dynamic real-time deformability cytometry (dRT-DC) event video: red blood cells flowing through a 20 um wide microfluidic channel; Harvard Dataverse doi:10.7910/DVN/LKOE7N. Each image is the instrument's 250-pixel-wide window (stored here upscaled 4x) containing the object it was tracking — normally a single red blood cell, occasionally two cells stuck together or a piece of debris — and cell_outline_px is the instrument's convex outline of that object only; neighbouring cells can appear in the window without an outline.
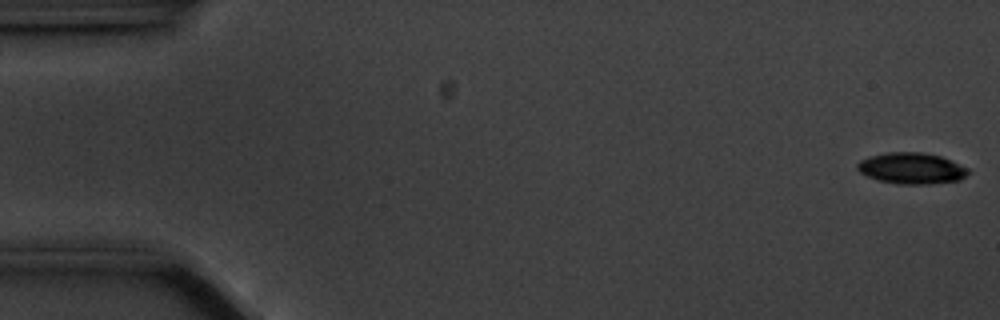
{"species": "common noctule bat (a hibernating species)", "species_latin": "Nyctalus noctula", "temperature_condition": "cold", "stored_images_in_passage": 56, "camera_frame_rate_fps": 3000, "um_per_image_px": 0.085, "animal": {"sex": "male", "body_mass_g": 20.1, "forearm_length_mm": 53.5}, "frame": {"image": 1, "passage_image": 1, "time_ms": 0.0, "image_size_px": [1000, 320], "cell_outline_px": [[972, 172], [960, 180], [928, 184], [900, 184], [880, 180], [868, 176], [860, 172], [856, 168], [856, 164], [860, 160], [872, 156], [888, 152], [920, 152], [940, 156], [968, 168]], "centroid_in_image_um": [77.5, 14.31], "position_along_channel_um": 7.5, "area_um2": 20.0}}
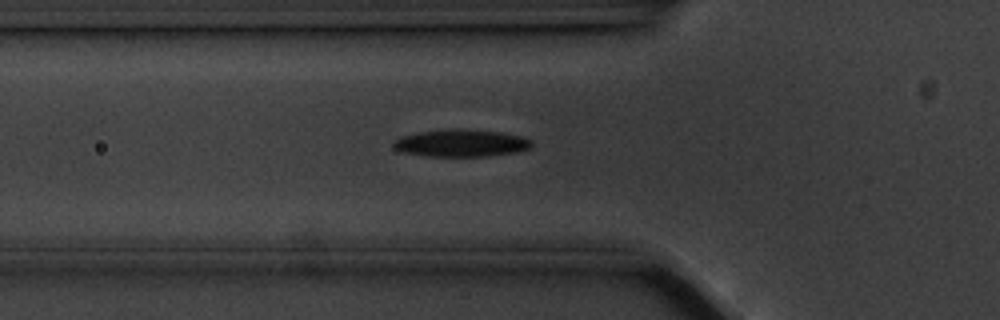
{"frame": {"image": 2, "passage_image": 19, "time_ms": 6.0, "image_size_px": [1000, 320], "cell_outline_px": [[532, 148], [516, 152], [484, 156], [428, 156], [404, 152], [396, 148], [392, 144], [400, 136], [420, 132], [444, 128], [468, 128], [500, 132], [524, 136], [532, 140]], "centroid_in_image_um": [39.25, 12.14], "position_along_channel_um": 86.6, "area_um2": 22.2}}
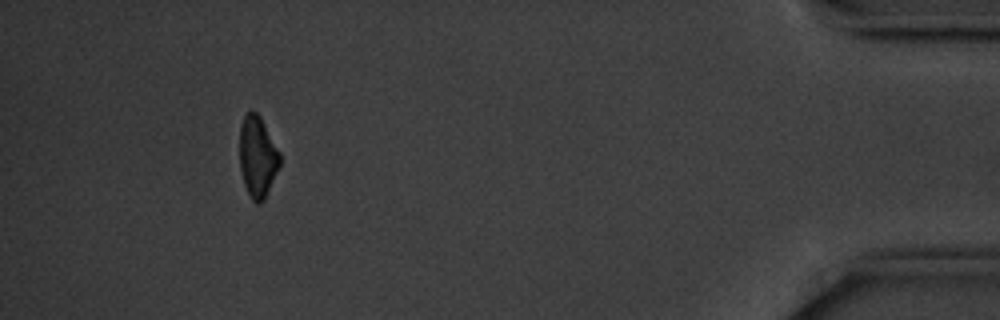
{"frame": {"image": 3, "passage_image": 52, "time_ms": 17.0, "image_size_px": [1000, 320], "cell_outline_px": [[280, 164], [264, 200], [260, 204], [256, 204], [252, 200], [244, 184], [240, 168], [240, 124], [244, 116], [252, 108], [260, 116], [280, 152]], "centroid_in_image_um": [21.88, 13.31], "position_along_channel_um": 413.3, "area_um2": 19.02}, "authors_computed_cell_mechanics": {"area_um2": 20.6057, "velocity_mm_per_s": 3.5398, "shape_relaxation_time_tau1_ms": 1.8924, "shape_relaxation_time_tau2_ms": null, "deformation_change_tau1": 0.1168, "deformation_change_tau2": null}}